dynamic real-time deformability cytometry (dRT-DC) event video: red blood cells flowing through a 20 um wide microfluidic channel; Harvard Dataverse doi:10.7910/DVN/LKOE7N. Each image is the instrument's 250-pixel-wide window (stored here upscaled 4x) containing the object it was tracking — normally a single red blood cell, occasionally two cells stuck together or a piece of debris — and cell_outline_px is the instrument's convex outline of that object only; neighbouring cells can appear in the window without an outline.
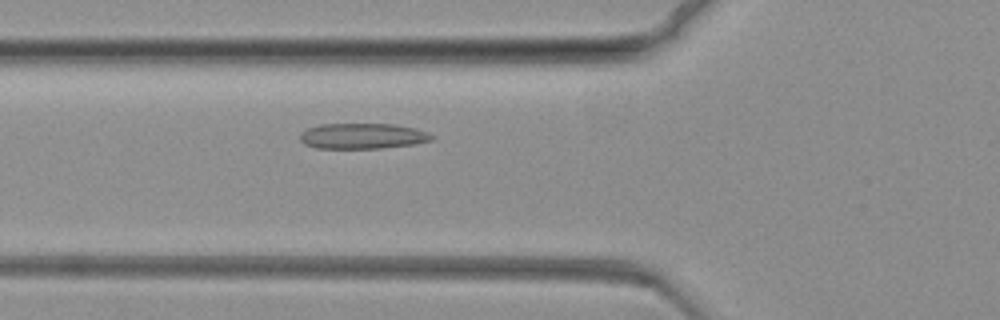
{"species": "common noctule bat (a hibernating species)", "species_latin": "Nyctalus noctula", "temperature_condition": "warm", "stored_images_in_passage": 54, "camera_frame_rate_fps": 3000, "um_per_image_px": 0.085, "animal": {"sex": "female", "body_mass_g": 19.3, "forearm_length_mm": 54.1}, "frame": {"image": 1, "passage_image": 5, "time_ms": 1.333, "image_size_px": [1000, 320], "cell_outline_px": [[436, 136], [432, 140], [412, 144], [380, 148], [316, 148], [304, 144], [300, 140], [300, 132], [308, 128], [320, 124], [396, 124], [416, 128], [428, 132]], "centroid_in_image_um": [30.82, 11.55], "position_along_channel_um": 95.0, "area_um2": 19.71}}
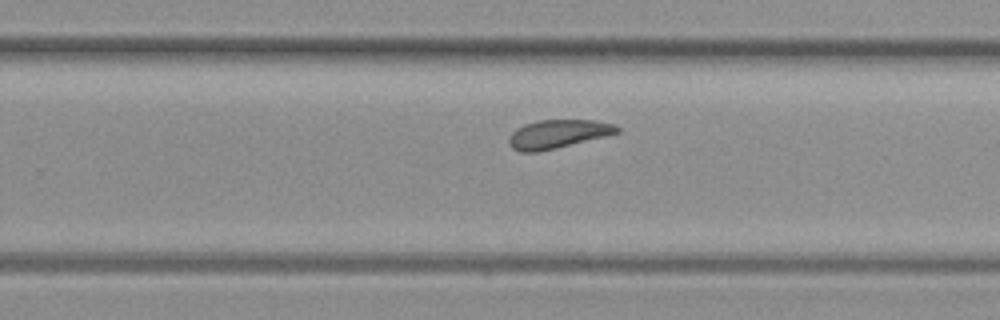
{"frame": {"image": 2, "passage_image": 26, "time_ms": 8.333, "image_size_px": [1000, 320], "cell_outline_px": [[620, 132], [556, 148], [536, 152], [520, 152], [512, 148], [508, 144], [508, 136], [516, 128], [524, 124], [536, 120], [592, 120], [616, 124], [620, 128]], "centroid_in_image_um": [47.37, 11.38], "position_along_channel_um": 282.4, "area_um2": 18.03}}
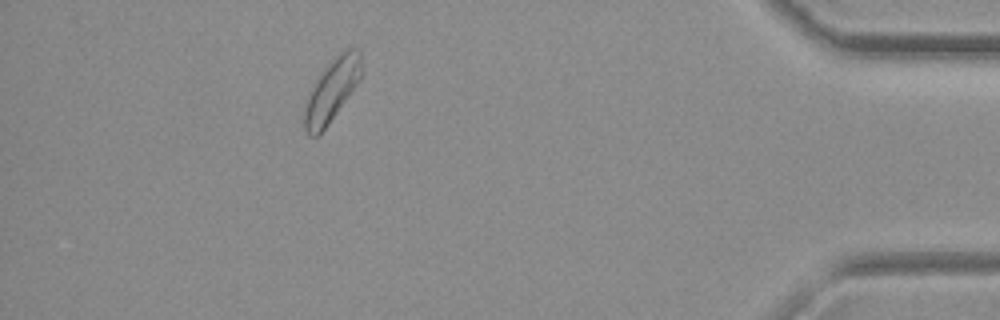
{"frame": {"image": 3, "passage_image": 46, "time_ms": 15.0, "image_size_px": [1000, 320], "cell_outline_px": [[360, 80], [324, 128], [316, 136], [308, 136], [304, 128], [304, 108], [308, 96], [316, 80], [328, 64], [340, 52], [348, 48], [356, 48], [360, 52]], "centroid_in_image_um": [28.18, 7.67], "position_along_channel_um": 407.0, "area_um2": 19.94}}